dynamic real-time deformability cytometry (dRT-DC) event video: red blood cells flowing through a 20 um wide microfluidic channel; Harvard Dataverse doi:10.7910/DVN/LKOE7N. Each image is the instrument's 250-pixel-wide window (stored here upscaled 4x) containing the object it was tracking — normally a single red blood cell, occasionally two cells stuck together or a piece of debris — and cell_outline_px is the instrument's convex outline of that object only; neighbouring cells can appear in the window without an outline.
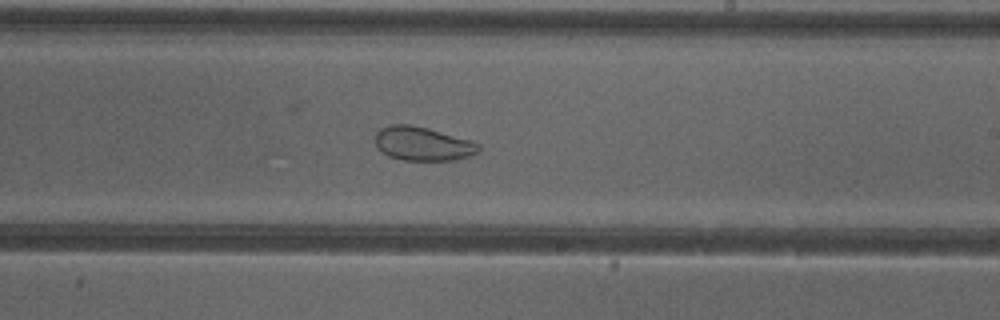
{"species": "common noctule bat (a hibernating species)", "species_latin": "Nyctalus noctula", "temperature_condition": "cold", "stored_images_in_passage": 51, "camera_frame_rate_fps": 3000, "um_per_image_px": 0.085, "animal": {"sex": "female"}, "frame": {"image": 1, "passage_image": 30, "time_ms": 9.667, "image_size_px": [1000, 320], "cell_outline_px": [[480, 152], [456, 160], [404, 160], [388, 156], [376, 148], [376, 132], [380, 128], [388, 124], [408, 124], [428, 128], [468, 140], [480, 144]], "centroid_in_image_um": [35.9, 12.22], "position_along_channel_um": 253.1, "area_um2": 20.4}}
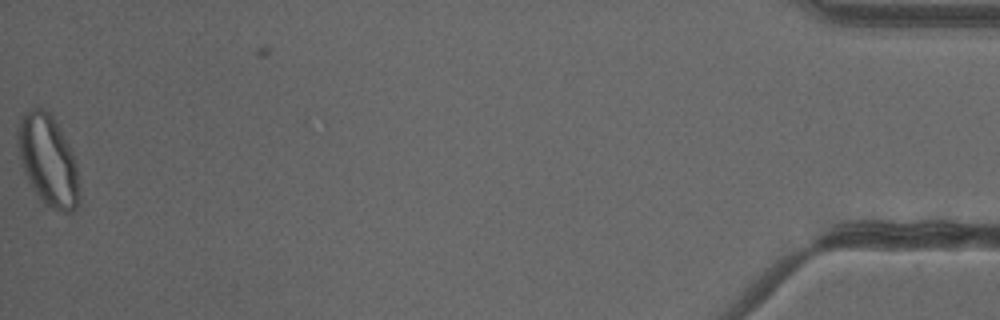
{"frame": {"image": 2, "passage_image": 51, "time_ms": 16.667, "image_size_px": [1000, 320], "cell_outline_px": [[80, 204], [72, 212], [64, 212], [52, 208], [44, 204], [40, 200], [32, 188], [24, 172], [16, 144], [16, 132], [20, 116], [24, 112], [40, 104], [52, 116], [60, 128], [72, 152], [76, 164], [80, 192]], "centroid_in_image_um": [4.07, 13.61], "position_along_channel_um": 431.1, "area_um2": 33.18}}